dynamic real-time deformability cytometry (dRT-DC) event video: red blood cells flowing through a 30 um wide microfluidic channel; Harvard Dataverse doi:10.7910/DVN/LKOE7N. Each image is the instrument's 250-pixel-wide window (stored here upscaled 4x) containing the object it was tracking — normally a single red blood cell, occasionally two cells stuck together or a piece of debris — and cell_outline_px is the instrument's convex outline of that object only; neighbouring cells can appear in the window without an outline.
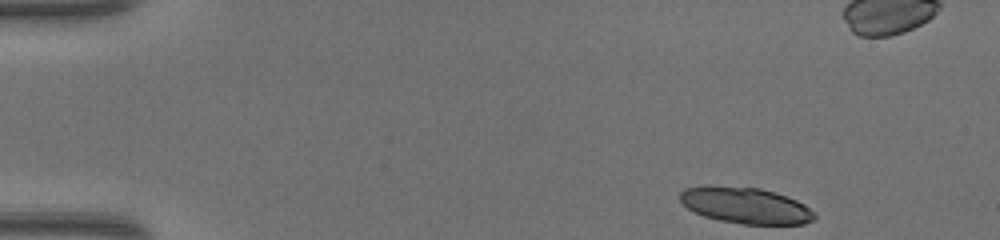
{"species": "common noctule bat (a hibernating species)", "species_latin": "Nyctalus noctula", "temperature_condition": "warm", "stored_images_in_passage": 18, "camera_frame_rate_fps": 3000, "um_per_image_px": 0.085, "animal": {"sex": "female", "body_mass_g": 17.0, "forearm_length_mm": 48.0}, "frame": {"image": 1, "passage_image": 1, "time_ms": 0.0, "image_size_px": [1000, 240], "cell_outline_px": [[816, 220], [804, 224], [744, 224], [720, 220], [704, 216], [688, 208], [680, 200], [680, 192], [684, 188], [704, 184], [712, 184], [760, 188], [796, 200], [804, 204], [816, 212]], "centroid_in_image_um": [63.37, 17.44], "position_along_channel_um": 21.6, "area_um2": 28.67}}